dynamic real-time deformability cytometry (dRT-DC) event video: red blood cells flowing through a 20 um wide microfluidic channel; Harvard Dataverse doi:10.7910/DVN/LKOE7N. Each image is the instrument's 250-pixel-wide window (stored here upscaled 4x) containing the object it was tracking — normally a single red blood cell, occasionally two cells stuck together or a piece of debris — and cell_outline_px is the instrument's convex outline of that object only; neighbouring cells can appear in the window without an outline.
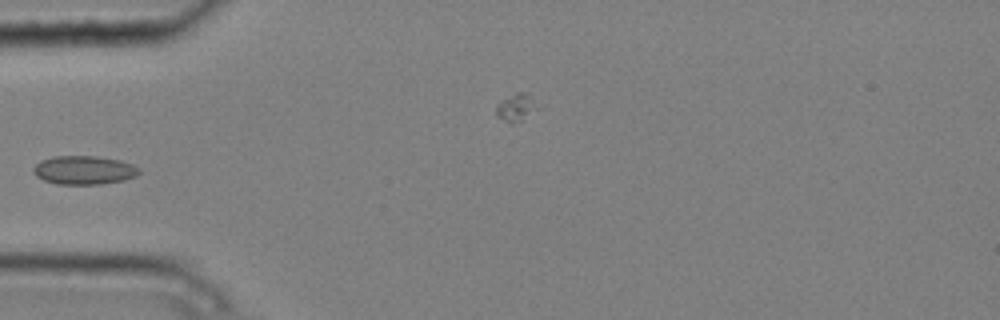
{"species": "common noctule bat (a hibernating species)", "species_latin": "Nyctalus noctula", "temperature_condition": "cold", "stored_images_in_passage": 7, "camera_frame_rate_fps": 3000, "um_per_image_px": 0.085, "animal": {"sex": "male", "body_mass_g": 20.4}, "frame": {"image": 1, "passage_image": 6, "time_ms": 1.667, "image_size_px": [1000, 320], "cell_outline_px": [[140, 172], [136, 176], [124, 180], [100, 184], [56, 184], [44, 180], [36, 176], [32, 172], [32, 168], [40, 160], [52, 156], [96, 156], [120, 160], [132, 164], [140, 168]], "centroid_in_image_um": [7.12, 14.45], "position_along_channel_um": 77.9, "area_um2": 17.8}}